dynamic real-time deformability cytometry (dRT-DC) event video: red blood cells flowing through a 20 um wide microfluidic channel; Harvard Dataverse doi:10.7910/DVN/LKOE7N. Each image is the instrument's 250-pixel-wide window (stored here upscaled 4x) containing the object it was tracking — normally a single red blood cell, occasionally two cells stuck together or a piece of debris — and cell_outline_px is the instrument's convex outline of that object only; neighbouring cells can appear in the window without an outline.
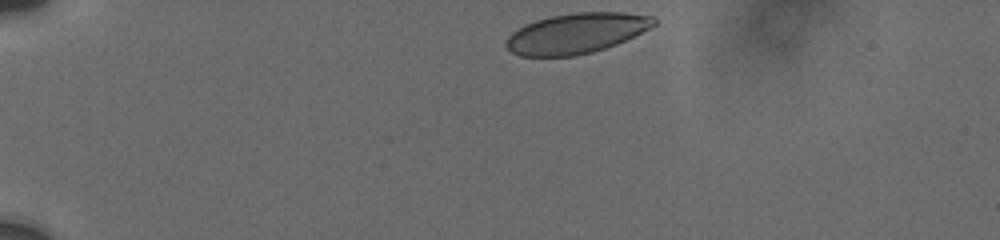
{"species": "human", "species_latin": "Homo sapiens", "temperature_condition": "cold", "stored_images_in_passage": 8, "camera_frame_rate_fps": 3000, "um_per_image_px": 0.085, "donor": {"sex": "male"}, "frame": {"image": 1, "passage_image": 1, "time_ms": 0.0, "image_size_px": [1000, 240], "cell_outline_px": [[656, 24], [616, 44], [592, 52], [576, 56], [520, 56], [512, 52], [504, 44], [508, 36], [512, 32], [524, 24], [548, 16], [576, 12], [624, 12], [652, 16], [656, 20]], "centroid_in_image_um": [48.94, 2.82], "position_along_channel_um": 36.1, "area_um2": 34.56}}
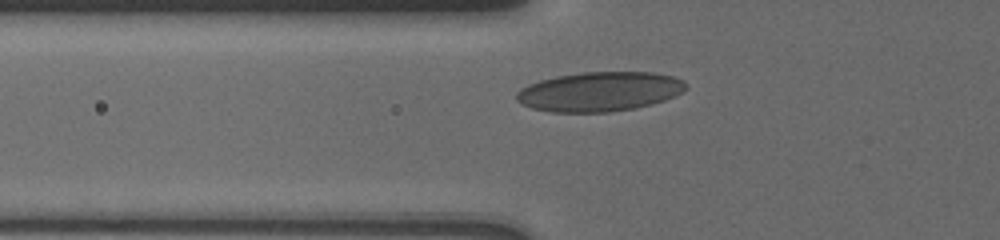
{"frame": {"image": 2, "passage_image": 7, "time_ms": 3.0, "image_size_px": [1000, 240], "cell_outline_px": [[688, 84], [680, 92], [664, 100], [652, 104], [632, 108], [608, 112], [548, 112], [532, 108], [520, 104], [516, 100], [516, 92], [520, 88], [528, 84], [540, 80], [556, 76], [580, 72], [652, 72], [672, 76], [684, 80]], "centroid_in_image_um": [50.9, 7.78], "position_along_channel_um": 74.9, "area_um2": 39.02}}